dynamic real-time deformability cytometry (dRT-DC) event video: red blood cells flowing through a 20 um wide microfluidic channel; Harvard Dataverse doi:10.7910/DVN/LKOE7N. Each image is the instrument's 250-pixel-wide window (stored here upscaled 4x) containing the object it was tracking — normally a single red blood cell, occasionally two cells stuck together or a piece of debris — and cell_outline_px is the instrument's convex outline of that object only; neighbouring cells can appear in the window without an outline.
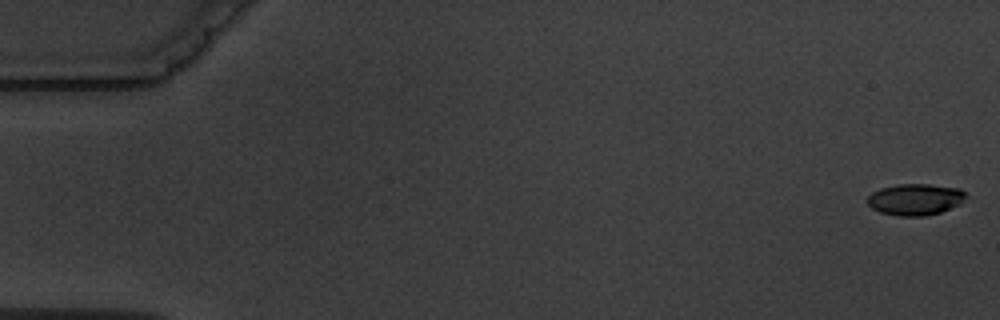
{"species": "common noctule bat (a hibernating species)", "species_latin": "Nyctalus noctula", "temperature_condition": "warm", "stored_images_in_passage": 7, "camera_frame_rate_fps": 3000, "um_per_image_px": 0.085, "animal": {"sex": "male", "body_mass_g": 19.5, "forearm_length_mm": 54.6}, "frame": {"image": 1, "passage_image": 1, "time_ms": 0.0, "image_size_px": [1000, 320], "cell_outline_px": [[964, 200], [960, 204], [940, 212], [924, 216], [900, 216], [880, 212], [872, 208], [868, 204], [868, 196], [872, 192], [880, 188], [896, 184], [928, 184], [960, 188], [964, 192]], "centroid_in_image_um": [77.78, 16.94], "position_along_channel_um": 7.2, "area_um2": 17.98}}
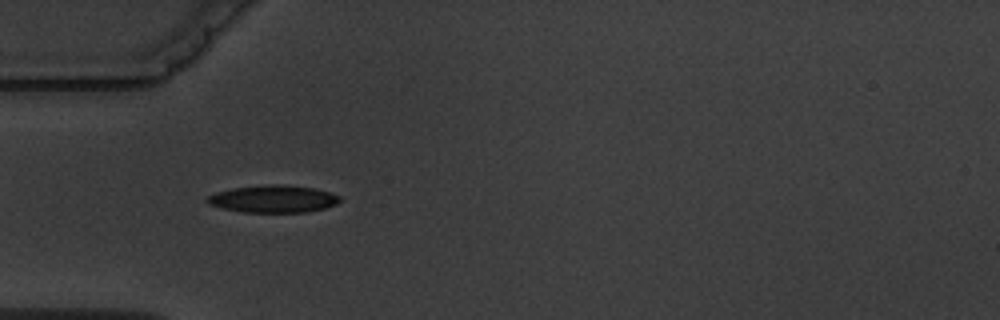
{"frame": {"image": 2, "passage_image": 6, "time_ms": 5.667, "image_size_px": [1000, 320], "cell_outline_px": [[340, 200], [336, 204], [324, 208], [308, 212], [244, 212], [224, 208], [208, 204], [204, 200], [208, 196], [216, 192], [232, 188], [268, 184], [280, 184], [312, 188], [328, 192], [340, 196]], "centroid_in_image_um": [23.2, 16.9], "position_along_channel_um": 61.8, "area_um2": 20.98}}
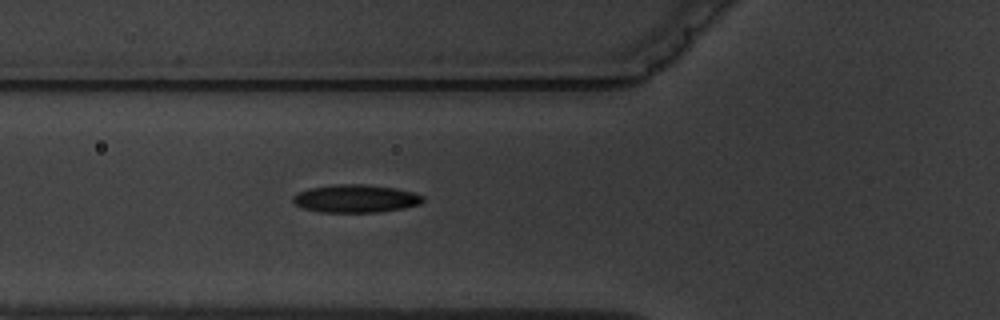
{"frame": {"image": 3, "passage_image": 7, "time_ms": 6.667, "image_size_px": [1000, 320], "cell_outline_px": [[424, 200], [420, 204], [404, 208], [380, 212], [320, 212], [304, 208], [296, 204], [292, 200], [292, 196], [296, 192], [308, 188], [332, 184], [364, 184], [396, 188], [412, 192], [424, 196]], "centroid_in_image_um": [30.21, 16.87], "position_along_channel_um": 95.6, "area_um2": 21.33}}